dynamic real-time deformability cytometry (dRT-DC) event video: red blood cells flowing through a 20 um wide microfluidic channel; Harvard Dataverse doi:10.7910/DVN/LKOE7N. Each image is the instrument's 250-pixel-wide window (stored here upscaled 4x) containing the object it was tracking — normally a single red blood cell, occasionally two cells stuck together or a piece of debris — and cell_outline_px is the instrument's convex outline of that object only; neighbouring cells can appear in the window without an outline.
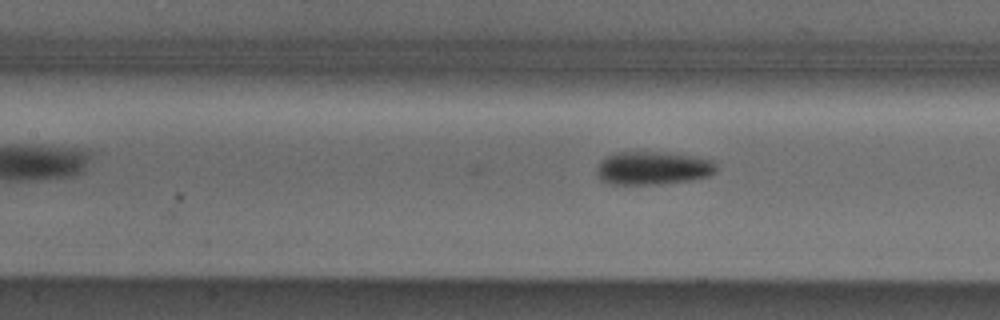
{"species": "Egyptian fruit bat (a non-hibernating species)", "species_latin": "Rousettus aegyptiacus", "temperature_condition": "cold", "stored_images_in_passage": 13, "segment_of_instrument_passage": [2, 2], "camera_frame_rate_fps": 3000, "um_per_image_px": 0.085, "animal": {"sex": "male"}, "frame": {"image": 1, "passage_image": 13, "time_ms": 4.0, "image_size_px": [1000, 320], "cell_outline_px": [[716, 172], [708, 176], [688, 180], [656, 184], [612, 184], [600, 180], [596, 172], [596, 168], [600, 160], [616, 152], [656, 152], [692, 156], [712, 160], [716, 164]], "centroid_in_image_um": [55.45, 14.29], "position_along_channel_um": 152.0, "area_um2": 22.95}}